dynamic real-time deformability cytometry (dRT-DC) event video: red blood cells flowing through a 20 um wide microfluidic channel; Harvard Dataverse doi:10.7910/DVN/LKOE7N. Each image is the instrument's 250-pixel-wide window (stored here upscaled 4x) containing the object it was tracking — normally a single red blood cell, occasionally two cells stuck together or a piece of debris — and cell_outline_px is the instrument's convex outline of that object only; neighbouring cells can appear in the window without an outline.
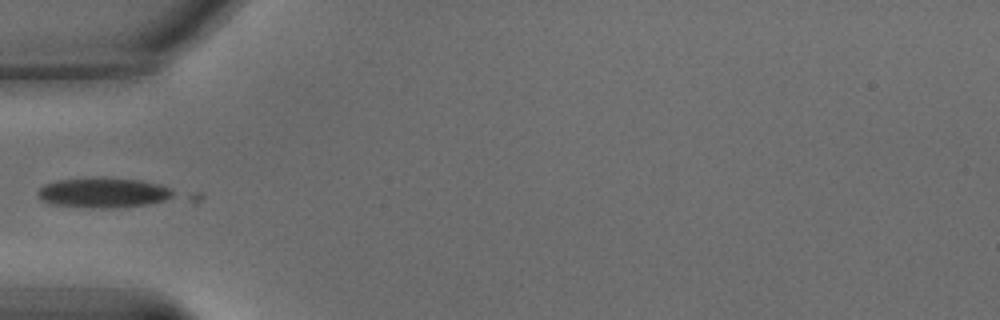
{"species": "common noctule bat (a hibernating species)", "species_latin": "Nyctalus noctula", "temperature_condition": "warm", "stored_images_in_passage": 41, "camera_frame_rate_fps": 3000, "um_per_image_px": 0.085, "animal": {"sex": "male", "body_mass_g": 15.6}, "frame": {"image": 1, "passage_image": 1, "time_ms": 0.0, "image_size_px": [1000, 320], "cell_outline_px": [[204, 196], [200, 200], [108, 208], [96, 208], [52, 204], [40, 200], [40, 188], [44, 184], [56, 180], [100, 176], [104, 176], [140, 180], [200, 192]], "centroid_in_image_um": [9.55, 16.39], "position_along_channel_um": 75.4, "area_um2": 26.99}}
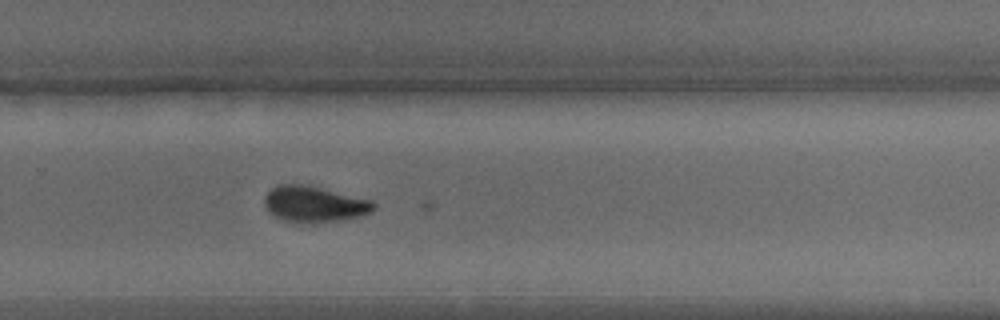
{"frame": {"image": 2, "passage_image": 21, "time_ms": 6.667, "image_size_px": [1000, 320], "cell_outline_px": [[376, 208], [372, 212], [364, 216], [340, 220], [312, 224], [280, 220], [268, 212], [264, 204], [264, 196], [276, 184], [300, 184], [320, 188], [372, 200], [376, 204]], "centroid_in_image_um": [26.71, 17.37], "position_along_channel_um": 303.1, "area_um2": 23.24}}
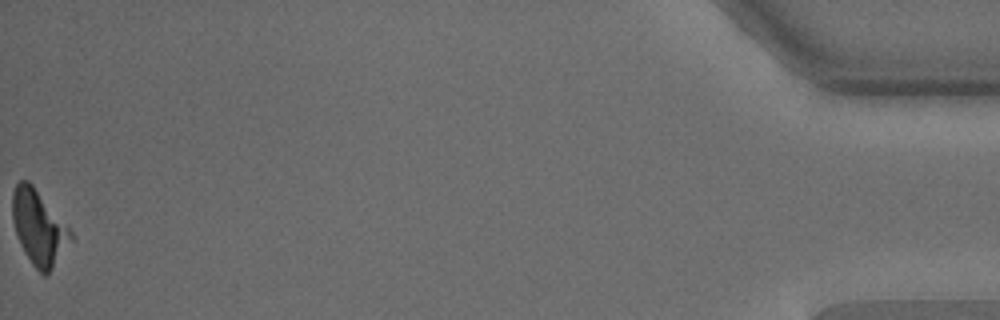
{"frame": {"image": 3, "passage_image": 41, "time_ms": 13.333, "image_size_px": [1000, 320], "cell_outline_px": [[72, 240], [52, 268], [44, 276], [32, 264], [24, 252], [20, 244], [12, 220], [12, 192], [16, 184], [20, 180], [28, 180], [32, 184], [72, 232]], "centroid_in_image_um": [3.27, 19.33], "position_along_channel_um": 431.9, "area_um2": 24.85}}